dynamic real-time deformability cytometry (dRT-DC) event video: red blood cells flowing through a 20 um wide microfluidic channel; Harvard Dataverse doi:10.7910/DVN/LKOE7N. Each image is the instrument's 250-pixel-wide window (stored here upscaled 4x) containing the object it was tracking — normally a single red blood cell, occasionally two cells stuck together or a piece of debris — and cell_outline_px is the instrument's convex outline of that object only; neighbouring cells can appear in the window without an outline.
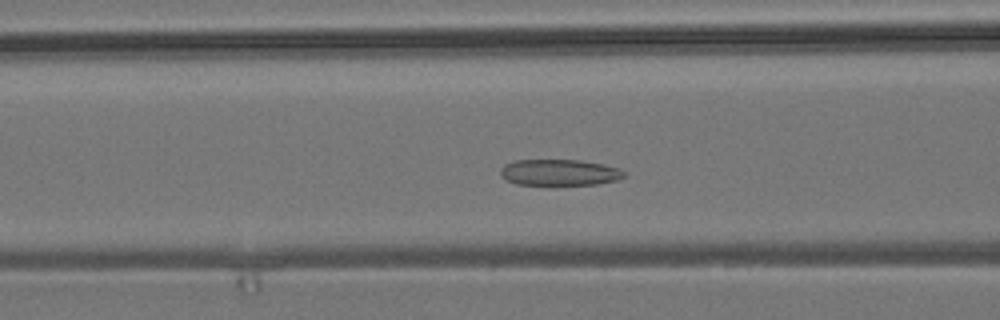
{"species": "common noctule bat (a hibernating species)", "species_latin": "Nyctalus noctula", "temperature_condition": "room temperature", "stored_images_in_passage": 49, "camera_frame_rate_fps": 3000, "um_per_image_px": 0.085, "animal": {"sex": "male", "body_mass_g": 19.2, "forearm_length_mm": 51.8}, "frame": {"image": 1, "passage_image": 16, "time_ms": 5.0, "image_size_px": [1000, 320], "cell_outline_px": [[624, 176], [616, 180], [596, 184], [516, 184], [500, 176], [500, 168], [504, 164], [516, 160], [580, 160], [604, 164], [620, 168], [624, 172]], "centroid_in_image_um": [47.53, 14.64], "position_along_channel_um": 119.1, "area_um2": 18.73}}
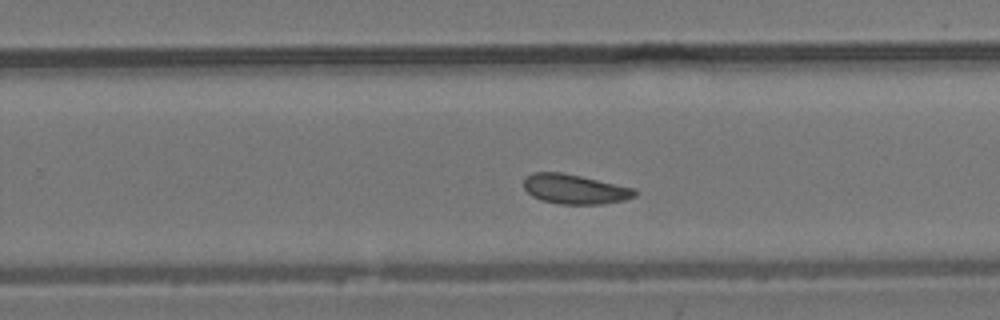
{"frame": {"image": 2, "passage_image": 29, "time_ms": 9.333, "image_size_px": [1000, 320], "cell_outline_px": [[636, 196], [624, 200], [604, 204], [556, 204], [540, 200], [532, 196], [524, 188], [524, 176], [532, 172], [560, 172], [580, 176], [636, 188]], "centroid_in_image_um": [48.84, 16.08], "position_along_channel_um": 281.0, "area_um2": 19.36}}
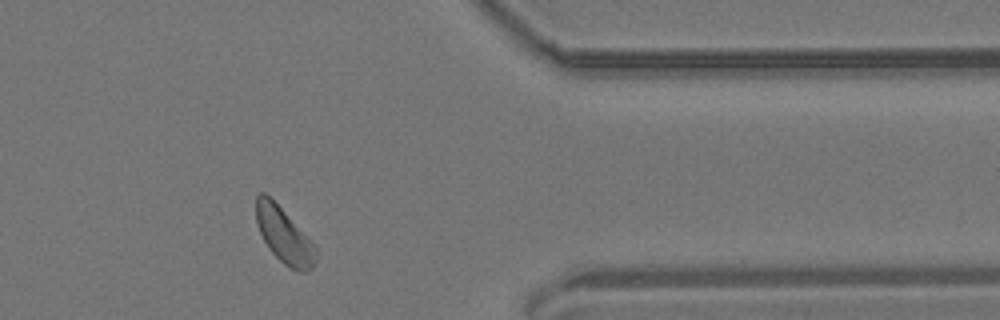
{"frame": {"image": 3, "passage_image": 39, "time_ms": 12.667, "image_size_px": [1000, 320], "cell_outline_px": [[316, 260], [312, 268], [308, 272], [300, 272], [288, 268], [268, 248], [256, 224], [256, 196], [260, 192], [264, 192], [284, 212], [316, 248]], "centroid_in_image_um": [24.12, 20.06], "position_along_channel_um": 387.3, "area_um2": 18.79}, "authors_computed_cell_mechanics": {"area_um2": 19.5364, "velocity_mm_per_s": 3.7477, "shape_relaxation_time_tau1_ms": null, "shape_relaxation_time_tau2_ms": 3.1122, "deformation_change_tau1": null, "deformation_change_tau2": 0.0826}}